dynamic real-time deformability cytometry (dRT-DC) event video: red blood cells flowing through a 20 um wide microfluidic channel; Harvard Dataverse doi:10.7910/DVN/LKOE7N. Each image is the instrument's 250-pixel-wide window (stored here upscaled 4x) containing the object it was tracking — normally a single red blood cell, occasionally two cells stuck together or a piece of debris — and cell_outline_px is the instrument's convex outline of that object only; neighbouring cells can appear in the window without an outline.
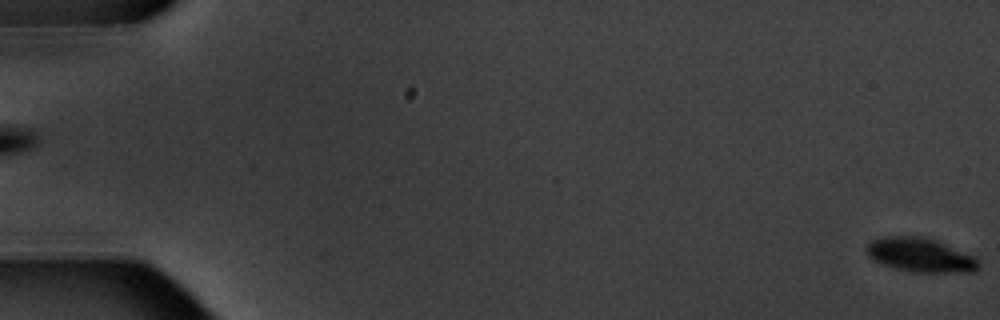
{"species": "common noctule bat (a hibernating species)", "species_latin": "Nyctalus noctula", "temperature_condition": "warm", "stored_images_in_passage": 5, "segment_of_instrument_passage": [2, 2], "camera_frame_rate_fps": 3000, "um_per_image_px": 0.085, "animal": {"sex": "male", "body_mass_g": 20.1, "forearm_length_mm": 53.5}, "frame": {"image": 1, "passage_image": 5, "time_ms": 4.667, "image_size_px": [1000, 320], "cell_outline_px": [[980, 264], [972, 272], [912, 272], [896, 268], [872, 260], [868, 256], [864, 248], [872, 240], [880, 236], [924, 236], [936, 240], [972, 256]], "centroid_in_image_um": [78.15, 21.66], "position_along_channel_um": 6.9, "area_um2": 22.08}}